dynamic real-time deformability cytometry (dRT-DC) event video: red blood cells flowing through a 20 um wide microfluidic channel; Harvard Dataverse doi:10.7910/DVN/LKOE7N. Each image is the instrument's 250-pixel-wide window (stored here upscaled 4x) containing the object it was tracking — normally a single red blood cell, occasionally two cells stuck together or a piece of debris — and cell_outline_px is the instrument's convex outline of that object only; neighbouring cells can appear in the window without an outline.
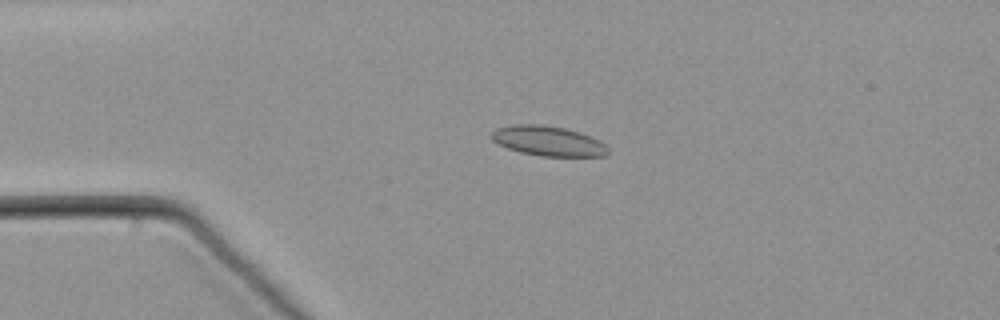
{"species": "common noctule bat (a hibernating species)", "species_latin": "Nyctalus noctula", "temperature_condition": "warm", "stored_images_in_passage": 45, "camera_frame_rate_fps": 3000, "um_per_image_px": 0.085, "animal": {"sex": "male", "body_mass_g": 21.5, "forearm_length_mm": 52.0}, "frame": {"image": 1, "passage_image": 5, "time_ms": 1.333, "image_size_px": [1000, 320], "cell_outline_px": [[608, 152], [604, 156], [540, 156], [520, 152], [508, 148], [492, 140], [488, 136], [496, 128], [516, 124], [540, 124], [564, 128], [580, 132], [600, 140], [608, 148]], "centroid_in_image_um": [46.57, 11.98], "position_along_channel_um": 38.4, "area_um2": 20.29}}
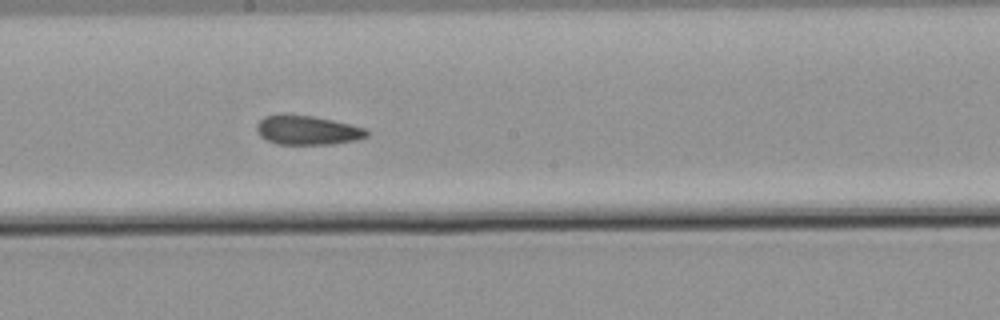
{"frame": {"image": 2, "passage_image": 24, "time_ms": 7.667, "image_size_px": [1000, 320], "cell_outline_px": [[368, 136], [356, 140], [332, 144], [276, 144], [260, 136], [256, 128], [256, 124], [264, 116], [276, 112], [280, 112], [312, 116], [332, 120], [364, 128], [368, 132]], "centroid_in_image_um": [26.05, 11.04], "position_along_channel_um": 222.1, "area_um2": 18.96}}
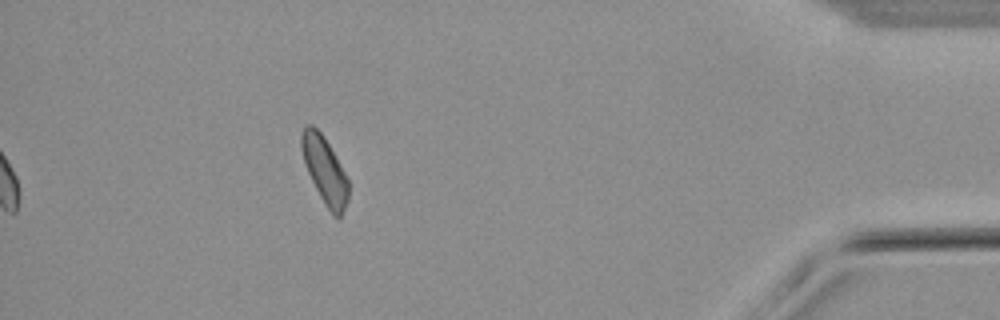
{"frame": {"image": 3, "passage_image": 45, "time_ms": 14.667, "image_size_px": [1000, 320], "cell_outline_px": [[348, 200], [340, 220], [336, 220], [332, 216], [324, 204], [304, 164], [300, 148], [300, 132], [308, 124], [312, 124], [320, 132], [328, 144], [344, 172], [348, 180]], "centroid_in_image_um": [27.58, 14.52], "position_along_channel_um": 407.6, "area_um2": 18.32}}